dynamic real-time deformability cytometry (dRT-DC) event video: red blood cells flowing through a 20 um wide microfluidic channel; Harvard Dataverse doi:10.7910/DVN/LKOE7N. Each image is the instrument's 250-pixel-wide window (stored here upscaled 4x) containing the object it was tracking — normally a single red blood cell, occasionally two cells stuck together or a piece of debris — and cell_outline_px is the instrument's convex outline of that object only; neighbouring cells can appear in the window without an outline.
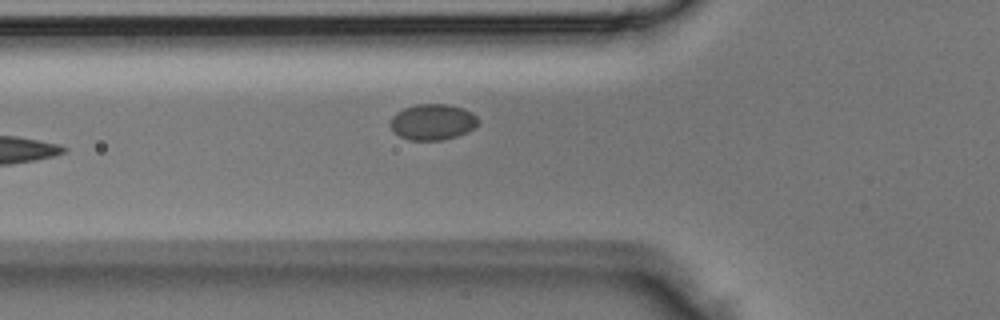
{"species": "Egyptian fruit bat (a non-hibernating species)", "species_latin": "Rousettus aegyptiacus", "temperature_condition": "room temperature", "stored_images_in_passage": 5, "camera_frame_rate_fps": 3000, "um_per_image_px": 0.085, "animal": {"sex": "male"}, "frame": {"image": 1, "passage_image": 5, "time_ms": 1.333, "image_size_px": [1000, 320], "cell_outline_px": [[480, 120], [468, 132], [456, 136], [440, 140], [412, 140], [400, 136], [392, 128], [392, 116], [396, 112], [404, 108], [416, 104], [448, 104], [464, 108], [472, 112]], "centroid_in_image_um": [36.8, 10.35], "position_along_channel_um": 89.0, "area_um2": 18.21}}